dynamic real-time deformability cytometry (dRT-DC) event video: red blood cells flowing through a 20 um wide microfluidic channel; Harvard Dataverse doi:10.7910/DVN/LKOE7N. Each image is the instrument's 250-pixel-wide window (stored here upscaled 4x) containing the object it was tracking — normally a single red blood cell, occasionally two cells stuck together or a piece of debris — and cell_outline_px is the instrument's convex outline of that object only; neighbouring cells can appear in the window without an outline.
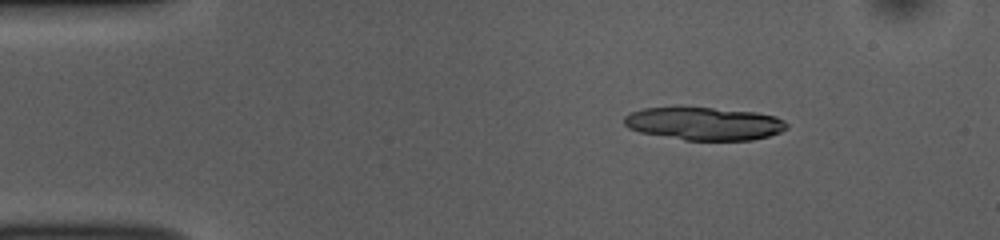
{"species": "common noctule bat (a hibernating species)", "species_latin": "Nyctalus noctula", "temperature_condition": "room temperature", "stored_images_in_passage": 44, "camera_frame_rate_fps": 3000, "um_per_image_px": 0.085, "animal": {"sex": "female", "body_mass_g": 10.0, "forearm_length_mm": 53.1}, "frame": {"image": 1, "passage_image": 1, "time_ms": 0.0, "image_size_px": [1000, 240], "cell_outline_px": [[788, 128], [780, 132], [768, 136], [752, 140], [684, 140], [640, 132], [628, 128], [624, 124], [624, 116], [632, 112], [644, 108], [712, 108], [756, 112], [776, 116], [784, 120], [788, 124]], "centroid_in_image_um": [59.89, 10.52], "position_along_channel_um": 25.1, "area_um2": 31.04}}
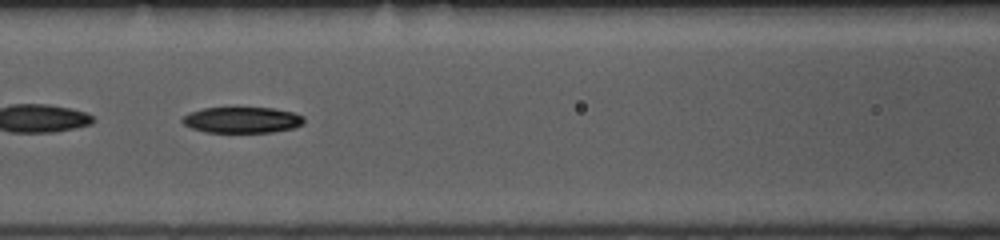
{"frame": {"image": 2, "passage_image": 16, "time_ms": 5.0, "image_size_px": [1000, 240], "cell_outline_px": [[304, 124], [296, 128], [272, 132], [204, 132], [192, 128], [184, 124], [180, 120], [184, 116], [192, 112], [204, 108], [272, 108], [292, 112], [304, 116]], "centroid_in_image_um": [20.62, 10.2], "position_along_channel_um": 146.0, "area_um2": 18.38}}
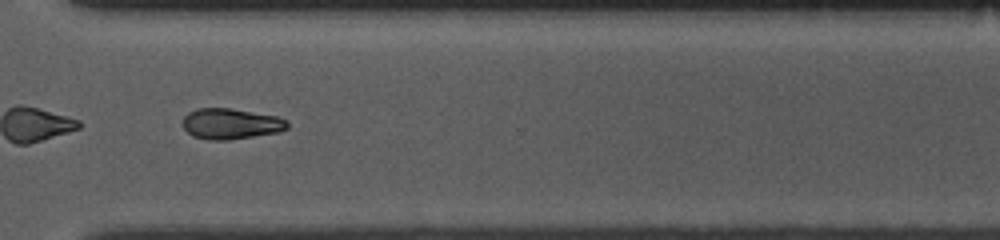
{"frame": {"image": 3, "passage_image": 32, "time_ms": 10.333, "image_size_px": [1000, 240], "cell_outline_px": [[288, 128], [276, 132], [228, 140], [208, 140], [192, 136], [180, 124], [184, 116], [188, 112], [196, 108], [232, 108], [276, 116], [288, 120]], "centroid_in_image_um": [19.56, 10.51], "position_along_channel_um": 351.0, "area_um2": 18.84}, "authors_computed_cell_mechanics": {"area_um2": 18.9006, "velocity_mm_per_s": 3.8502, "shape_relaxation_time_tau1_ms": 5.2952, "shape_relaxation_time_tau2_ms": null, "deformation_change_tau1": 0.1271, "deformation_change_tau2": null}}